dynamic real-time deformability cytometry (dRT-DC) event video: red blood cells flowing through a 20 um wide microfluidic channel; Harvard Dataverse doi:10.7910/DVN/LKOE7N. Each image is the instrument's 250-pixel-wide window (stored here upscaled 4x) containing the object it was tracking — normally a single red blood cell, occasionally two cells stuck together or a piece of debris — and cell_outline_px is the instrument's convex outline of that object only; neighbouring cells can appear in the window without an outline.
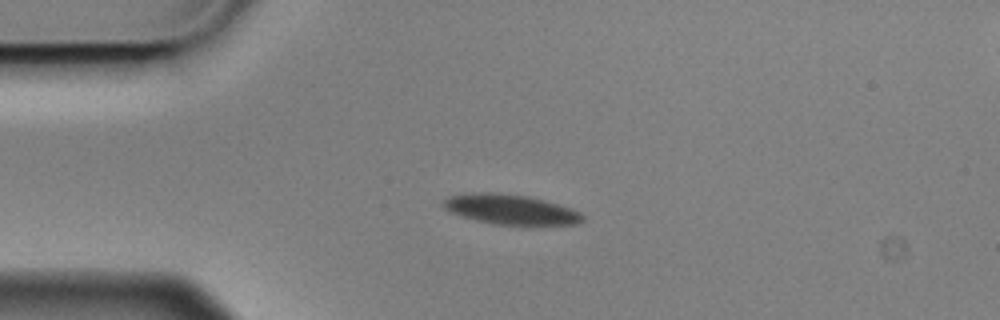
{"species": "Egyptian fruit bat (a non-hibernating species)", "species_latin": "Rousettus aegyptiacus", "temperature_condition": "cold", "stored_images_in_passage": 4, "segment_of_instrument_passage": [1, 2], "camera_frame_rate_fps": 3000, "um_per_image_px": 0.085, "animal": {"sex": "male"}, "frame": {"image": 1, "passage_image": 3, "time_ms": 0.667, "image_size_px": [1000, 320], "cell_outline_px": [[584, 220], [580, 224], [532, 228], [524, 228], [496, 224], [476, 220], [460, 216], [444, 208], [444, 200], [448, 196], [472, 192], [492, 192], [528, 196], [544, 200], [580, 212], [584, 216]], "centroid_in_image_um": [43.49, 17.86], "position_along_channel_um": 41.5, "area_um2": 25.26}}